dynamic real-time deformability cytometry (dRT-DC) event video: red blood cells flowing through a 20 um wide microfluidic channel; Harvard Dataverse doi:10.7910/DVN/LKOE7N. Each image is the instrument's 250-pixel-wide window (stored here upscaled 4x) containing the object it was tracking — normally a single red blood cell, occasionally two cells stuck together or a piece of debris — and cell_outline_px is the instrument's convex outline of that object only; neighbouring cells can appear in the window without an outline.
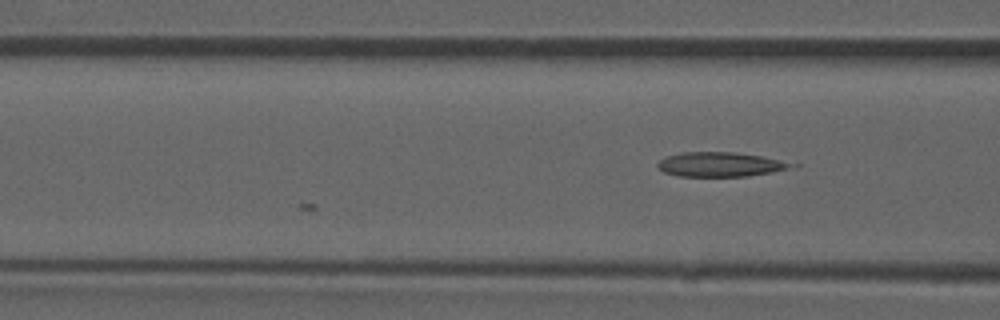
{"species": "common noctule bat (a hibernating species)", "species_latin": "Nyctalus noctula", "temperature_condition": "room temperature", "stored_images_in_passage": 4, "camera_frame_rate_fps": 3000, "um_per_image_px": 0.085, "animal": {"sex": "male", "forearm_length_mm": 52.5}, "frame": {"image": 1, "passage_image": 4, "time_ms": 1.0, "image_size_px": [1000, 320], "cell_outline_px": [[800, 164], [768, 172], [748, 176], [680, 176], [664, 172], [656, 164], [664, 156], [680, 152], [736, 152], [760, 156]], "centroid_in_image_um": [61.14, 13.96], "position_along_channel_um": 105.5, "area_um2": 18.79}}